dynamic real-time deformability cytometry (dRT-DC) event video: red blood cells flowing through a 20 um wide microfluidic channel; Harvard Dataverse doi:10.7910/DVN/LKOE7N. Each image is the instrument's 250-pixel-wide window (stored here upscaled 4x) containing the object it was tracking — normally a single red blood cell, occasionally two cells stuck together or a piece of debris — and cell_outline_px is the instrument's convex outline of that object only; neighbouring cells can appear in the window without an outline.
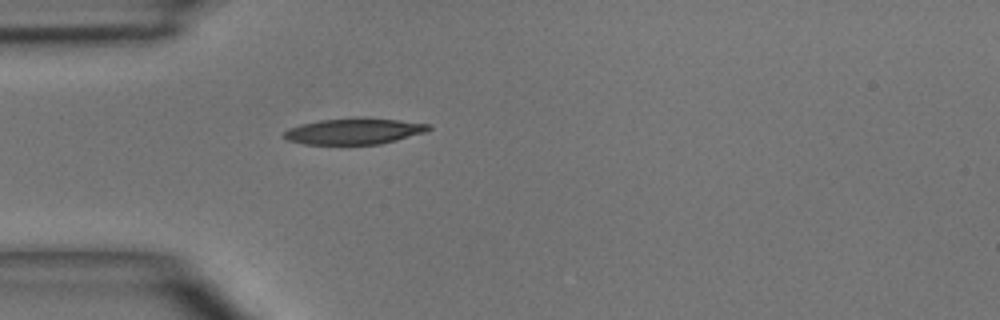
{"species": "common noctule bat (a hibernating species)", "species_latin": "Nyctalus noctula", "temperature_condition": "room temperature", "stored_images_in_passage": 2, "camera_frame_rate_fps": 3000, "um_per_image_px": 0.085, "animal": {"sex": "male", "body_mass_g": 15.6}, "frame": {"image": 1, "passage_image": 2, "time_ms": 1.333, "image_size_px": [1000, 320], "cell_outline_px": [[432, 128], [424, 132], [396, 140], [380, 144], [304, 144], [288, 140], [284, 136], [284, 132], [288, 128], [300, 124], [320, 120], [360, 116], [400, 120], [432, 124]], "centroid_in_image_um": [30.11, 11.13], "position_along_channel_um": 54.9, "area_um2": 22.2}}